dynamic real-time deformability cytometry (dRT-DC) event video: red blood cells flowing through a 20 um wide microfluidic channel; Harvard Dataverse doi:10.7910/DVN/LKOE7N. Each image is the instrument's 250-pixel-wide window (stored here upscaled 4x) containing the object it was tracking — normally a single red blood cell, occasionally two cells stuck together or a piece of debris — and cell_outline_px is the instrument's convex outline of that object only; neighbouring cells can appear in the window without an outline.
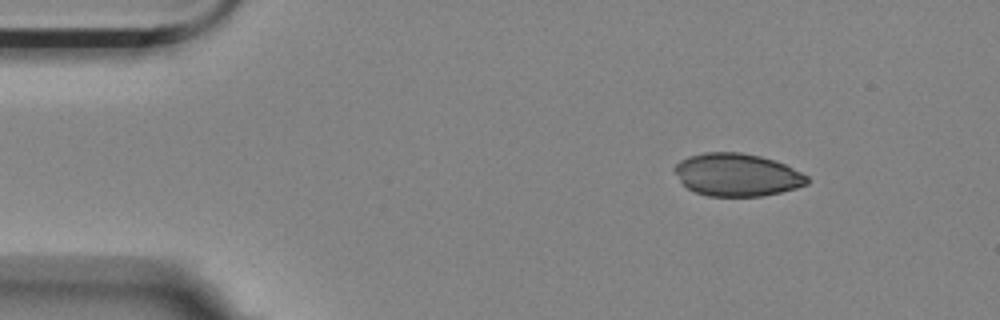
{"species": "Egyptian fruit bat (a non-hibernating species)", "species_latin": "Rousettus aegyptiacus", "temperature_condition": "room temperature", "stored_images_in_passage": 4, "camera_frame_rate_fps": 3000, "um_per_image_px": 0.085, "animal": {"sex": "female"}, "frame": {"image": 1, "passage_image": 1, "time_ms": 0.0, "image_size_px": [1000, 320], "cell_outline_px": [[808, 184], [796, 188], [780, 192], [760, 196], [708, 196], [696, 192], [688, 188], [680, 180], [672, 168], [680, 160], [688, 156], [704, 152], [740, 152], [760, 156], [784, 164], [808, 176]], "centroid_in_image_um": [62.62, 14.85], "position_along_channel_um": 22.4, "area_um2": 32.83}}